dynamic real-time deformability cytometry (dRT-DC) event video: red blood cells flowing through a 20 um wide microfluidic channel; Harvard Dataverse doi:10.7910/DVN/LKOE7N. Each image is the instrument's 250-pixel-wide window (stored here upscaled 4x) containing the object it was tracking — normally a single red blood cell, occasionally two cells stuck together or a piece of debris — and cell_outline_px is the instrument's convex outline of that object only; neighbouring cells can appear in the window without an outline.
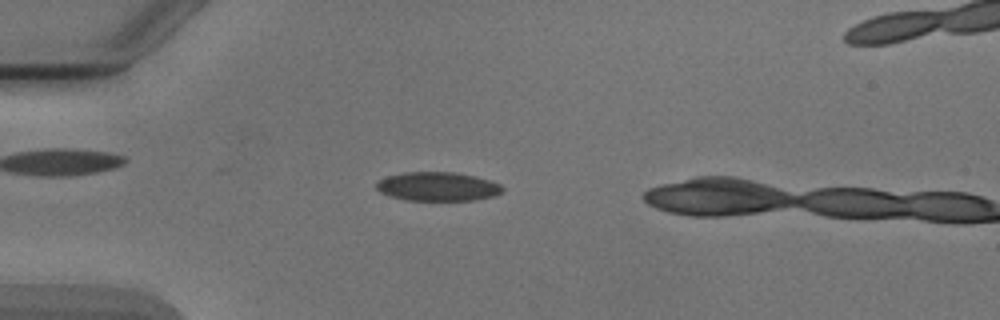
{"species": "Egyptian fruit bat (a non-hibernating species)", "species_latin": "Rousettus aegyptiacus", "temperature_condition": "cold", "stored_images_in_passage": 5, "camera_frame_rate_fps": 3000, "um_per_image_px": 0.085, "animal": {"sex": "male"}, "frame": {"image": 1, "passage_image": 4, "time_ms": 4.333, "image_size_px": [1000, 320], "cell_outline_px": [[504, 192], [496, 196], [476, 200], [404, 200], [380, 192], [376, 188], [376, 180], [388, 176], [404, 172], [452, 172], [492, 180], [500, 184], [504, 188]], "centroid_in_image_um": [37.23, 15.86], "position_along_channel_um": 47.8, "area_um2": 21.39}}